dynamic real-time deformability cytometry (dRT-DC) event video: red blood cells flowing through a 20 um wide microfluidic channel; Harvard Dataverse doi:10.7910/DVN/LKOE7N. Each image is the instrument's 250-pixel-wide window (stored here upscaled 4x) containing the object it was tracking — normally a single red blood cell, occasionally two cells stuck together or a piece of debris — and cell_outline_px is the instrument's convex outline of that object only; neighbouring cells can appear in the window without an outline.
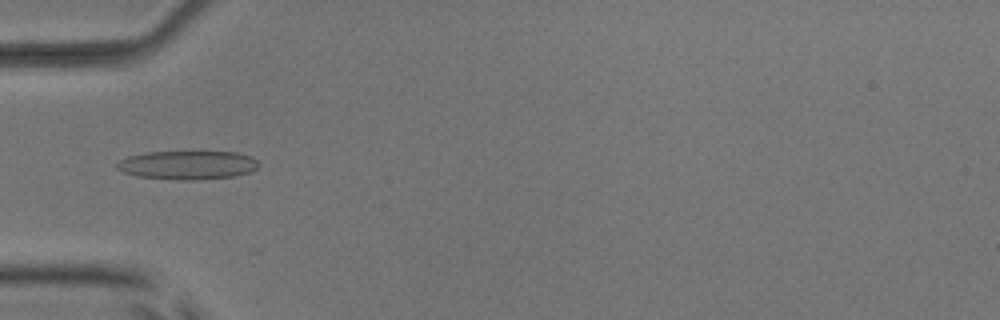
{"species": "common noctule bat (a hibernating species)", "species_latin": "Nyctalus noctula", "temperature_condition": "room temperature", "stored_images_in_passage": 5, "camera_frame_rate_fps": 3000, "um_per_image_px": 0.085, "animal": {"sex": "male", "body_mass_g": 17.9, "forearm_length_mm": 54.2}, "frame": {"image": 1, "passage_image": 5, "time_ms": 5.667, "image_size_px": [1000, 320], "cell_outline_px": [[260, 164], [256, 168], [248, 172], [232, 176], [196, 180], [176, 180], [136, 176], [124, 172], [116, 168], [116, 164], [120, 160], [128, 156], [148, 152], [236, 152], [252, 156]], "centroid_in_image_um": [15.93, 14.03], "position_along_channel_um": 69.1, "area_um2": 23.64}}